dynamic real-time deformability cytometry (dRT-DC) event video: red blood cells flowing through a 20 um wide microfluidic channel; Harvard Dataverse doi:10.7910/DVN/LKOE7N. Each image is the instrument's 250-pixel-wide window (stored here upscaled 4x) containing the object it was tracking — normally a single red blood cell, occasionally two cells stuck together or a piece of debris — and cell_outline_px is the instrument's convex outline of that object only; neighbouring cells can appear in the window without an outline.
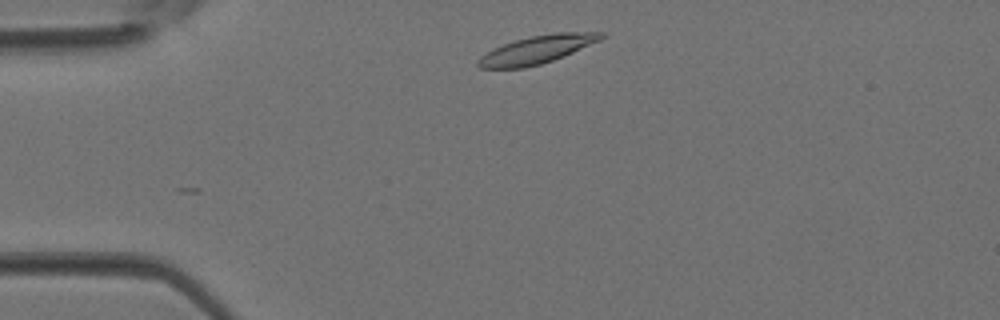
{"species": "Egyptian fruit bat (a non-hibernating species)", "species_latin": "Rousettus aegyptiacus", "temperature_condition": "room temperature", "stored_images_in_passage": 1, "camera_frame_rate_fps": 3000, "um_per_image_px": 0.085, "animal": {"sex": "female"}, "frame": {"image": 1, "passage_image": 1, "time_ms": 0.0, "image_size_px": [1000, 320], "cell_outline_px": [[604, 36], [600, 40], [564, 56], [540, 64], [524, 68], [480, 68], [476, 64], [476, 60], [480, 56], [492, 48], [528, 36], [556, 32], [604, 32]], "centroid_in_image_um": [45.6, 4.21], "position_along_channel_um": 39.4, "area_um2": 20.06}}